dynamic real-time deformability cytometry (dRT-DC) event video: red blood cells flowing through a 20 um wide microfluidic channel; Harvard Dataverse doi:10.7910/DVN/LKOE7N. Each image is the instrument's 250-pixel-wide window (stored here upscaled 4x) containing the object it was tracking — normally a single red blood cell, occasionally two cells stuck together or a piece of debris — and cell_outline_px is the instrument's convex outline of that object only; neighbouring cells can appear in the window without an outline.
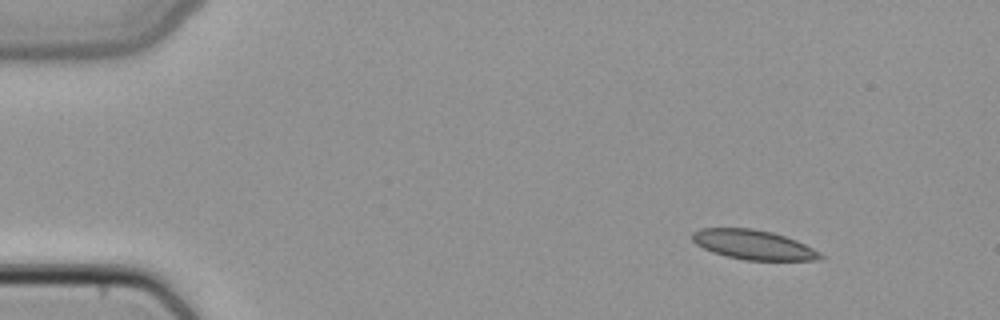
{"species": "common noctule bat (a hibernating species)", "species_latin": "Nyctalus noctula", "temperature_condition": "cold", "stored_images_in_passage": 4, "camera_frame_rate_fps": 3000, "um_per_image_px": 0.085, "animal": {"sex": "female", "body_mass_g": 22.7, "forearm_length_mm": 54.2}, "frame": {"image": 1, "passage_image": 1, "time_ms": 0.0, "image_size_px": [1000, 320], "cell_outline_px": [[828, 256], [820, 260], [744, 260], [712, 252], [696, 244], [692, 240], [692, 232], [700, 228], [752, 228], [772, 232], [796, 240]], "centroid_in_image_um": [64.06, 20.8], "position_along_channel_um": 20.9, "area_um2": 22.08}}
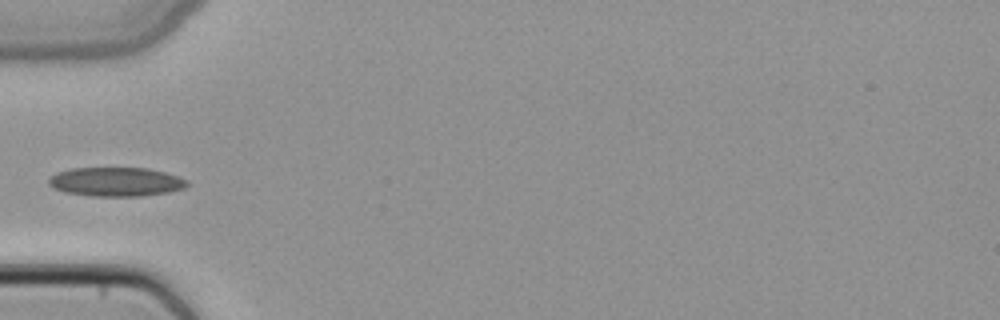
{"frame": {"image": 2, "passage_image": 4, "time_ms": 1.0, "image_size_px": [1000, 320], "cell_outline_px": [[192, 184], [184, 188], [168, 192], [140, 196], [92, 196], [68, 192], [52, 188], [48, 184], [48, 180], [56, 172], [72, 168], [148, 168], [164, 172], [188, 180]], "centroid_in_image_um": [9.88, 15.45], "position_along_channel_um": 75.1, "area_um2": 23.41}}